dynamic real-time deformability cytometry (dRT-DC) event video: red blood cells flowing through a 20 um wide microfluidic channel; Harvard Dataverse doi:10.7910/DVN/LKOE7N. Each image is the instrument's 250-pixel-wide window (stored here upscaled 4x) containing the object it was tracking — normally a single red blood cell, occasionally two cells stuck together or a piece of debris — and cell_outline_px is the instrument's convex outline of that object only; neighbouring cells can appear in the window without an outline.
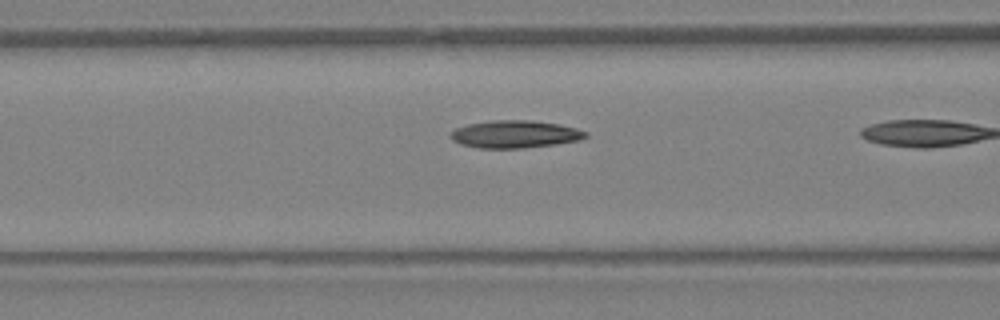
{"species": "Egyptian fruit bat (a non-hibernating species)", "species_latin": "Rousettus aegyptiacus", "temperature_condition": "warm", "stored_images_in_passage": 9, "camera_frame_rate_fps": 3000, "um_per_image_px": 0.085, "animal": {"sex": "female"}, "frame": {"image": 1, "passage_image": 8, "time_ms": 2.333, "image_size_px": [1000, 320], "cell_outline_px": [[588, 136], [580, 140], [556, 144], [524, 148], [480, 148], [460, 144], [452, 140], [448, 136], [456, 128], [468, 124], [492, 120], [532, 120], [560, 124], [576, 128], [588, 132]], "centroid_in_image_um": [43.79, 11.4], "position_along_channel_um": 122.8, "area_um2": 21.79}}